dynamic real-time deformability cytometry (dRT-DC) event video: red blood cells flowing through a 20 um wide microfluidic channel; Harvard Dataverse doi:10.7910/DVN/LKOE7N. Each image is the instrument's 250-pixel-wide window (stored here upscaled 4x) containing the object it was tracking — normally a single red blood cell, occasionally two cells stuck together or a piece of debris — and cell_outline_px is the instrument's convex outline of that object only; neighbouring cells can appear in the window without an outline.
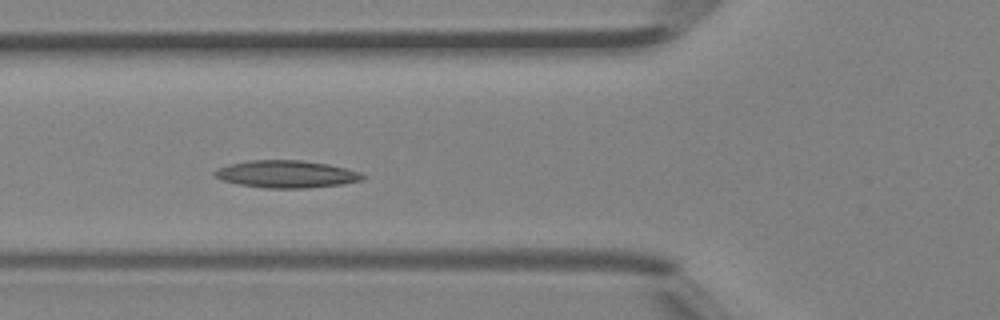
{"species": "Egyptian fruit bat (a non-hibernating species)", "species_latin": "Rousettus aegyptiacus", "temperature_condition": "room temperature", "stored_images_in_passage": 29, "camera_frame_rate_fps": 3000, "um_per_image_px": 0.085, "animal": {"sex": "female"}, "frame": {"image": 1, "passage_image": 5, "time_ms": 1.333, "image_size_px": [1000, 320], "cell_outline_px": [[368, 176], [364, 180], [340, 184], [308, 188], [264, 188], [240, 184], [224, 180], [216, 176], [212, 172], [216, 168], [228, 164], [248, 160], [300, 160], [328, 164], [360, 172]], "centroid_in_image_um": [24.35, 14.79], "position_along_channel_um": 101.4, "area_um2": 23.58}}